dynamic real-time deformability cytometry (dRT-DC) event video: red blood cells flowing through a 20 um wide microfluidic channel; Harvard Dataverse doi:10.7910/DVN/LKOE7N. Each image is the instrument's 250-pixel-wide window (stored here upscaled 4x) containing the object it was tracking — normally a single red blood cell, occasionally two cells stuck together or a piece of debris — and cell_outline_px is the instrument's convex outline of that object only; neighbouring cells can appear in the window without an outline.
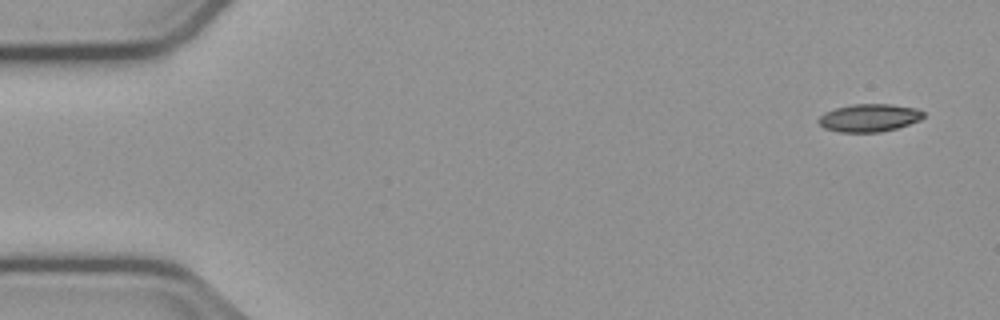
{"species": "common noctule bat (a hibernating species)", "species_latin": "Nyctalus noctula", "temperature_condition": "cold", "stored_images_in_passage": 14, "camera_frame_rate_fps": 3000, "um_per_image_px": 0.085, "animal": {"sex": "male", "body_mass_g": 23.1, "forearm_length_mm": 52.7}, "frame": {"image": 1, "passage_image": 1, "time_ms": 0.0, "image_size_px": [1000, 320], "cell_outline_px": [[924, 116], [920, 120], [896, 128], [880, 132], [840, 132], [824, 128], [816, 120], [824, 112], [836, 108], [852, 104], [892, 104], [916, 108], [924, 112]], "centroid_in_image_um": [73.87, 10.01], "position_along_channel_um": 11.1, "area_um2": 16.99}}
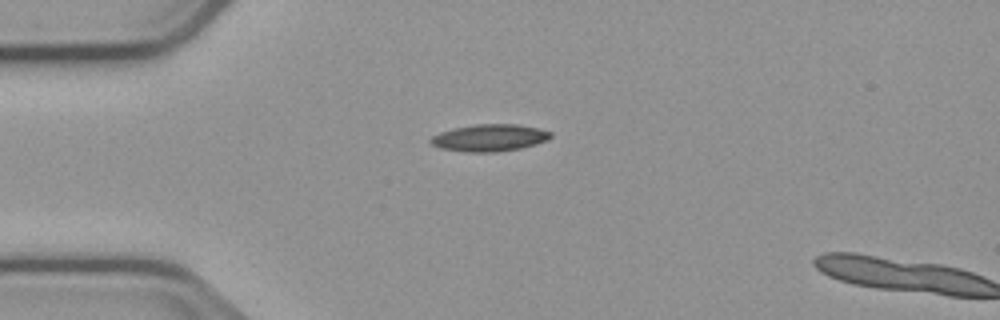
{"frame": {"image": 2, "passage_image": 12, "time_ms": 3.667, "image_size_px": [1000, 320], "cell_outline_px": [[552, 136], [548, 140], [536, 144], [520, 148], [496, 152], [468, 152], [440, 148], [432, 144], [428, 140], [432, 136], [440, 132], [452, 128], [476, 124], [516, 124], [540, 128], [552, 132]], "centroid_in_image_um": [41.62, 11.7], "position_along_channel_um": 43.4, "area_um2": 19.02}}